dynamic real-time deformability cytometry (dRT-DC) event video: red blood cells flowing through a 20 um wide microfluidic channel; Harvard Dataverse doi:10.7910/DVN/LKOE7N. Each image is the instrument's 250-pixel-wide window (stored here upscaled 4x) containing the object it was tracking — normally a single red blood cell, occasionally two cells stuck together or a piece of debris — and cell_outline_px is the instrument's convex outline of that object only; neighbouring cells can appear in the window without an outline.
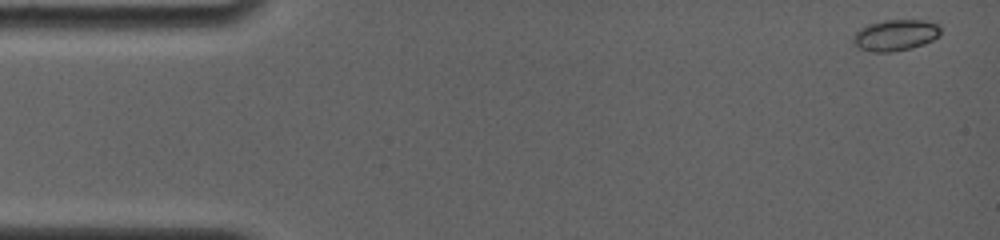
{"species": "common noctule bat (a hibernating species)", "species_latin": "Nyctalus noctula", "temperature_condition": "room temperature", "stored_images_in_passage": 60, "camera_frame_rate_fps": 4000, "um_per_image_px": 0.085, "animal": {"sex": "female", "body_mass_g": 19.0, "forearm_length_mm": 56.7}, "frame": {"image": 1, "passage_image": 1, "time_ms": 0.0, "image_size_px": [1000, 240], "cell_outline_px": [[940, 36], [932, 40], [908, 48], [892, 52], [872, 52], [860, 48], [852, 44], [852, 36], [860, 28], [868, 24], [884, 20], [924, 20], [940, 24]], "centroid_in_image_um": [76.08, 2.98], "position_along_channel_um": 8.9, "area_um2": 15.9}}
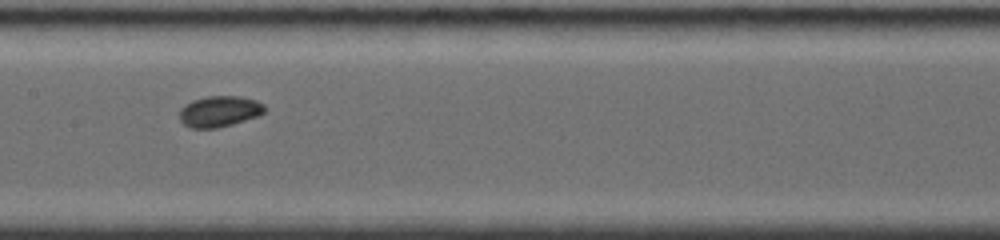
{"frame": {"image": 2, "passage_image": 28, "time_ms": 7.75, "image_size_px": [1000, 240], "cell_outline_px": [[268, 108], [264, 112], [256, 116], [232, 124], [216, 128], [192, 128], [184, 124], [180, 120], [180, 108], [192, 100], [208, 96], [240, 96], [256, 100], [264, 104]], "centroid_in_image_um": [18.66, 9.45], "position_along_channel_um": 188.7, "area_um2": 15.32}}
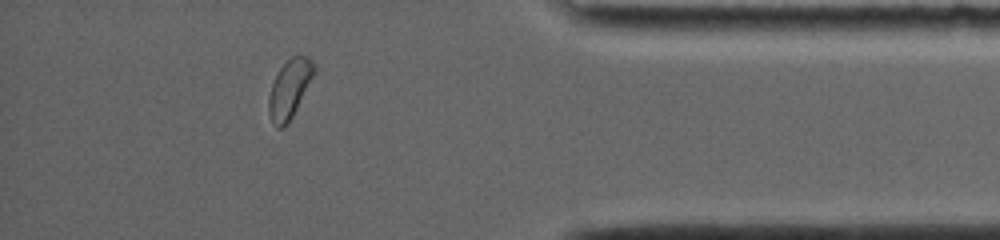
{"frame": {"image": 3, "passage_image": 51, "time_ms": 14.0, "image_size_px": [1000, 240], "cell_outline_px": [[316, 72], [292, 116], [280, 128], [276, 128], [272, 124], [268, 112], [268, 100], [272, 84], [280, 68], [292, 56], [308, 56], [316, 64]], "centroid_in_image_um": [24.63, 7.52], "position_along_channel_um": 410.6, "area_um2": 15.26}, "authors_computed_cell_mechanics": {"area_um2": 14.9702, "velocity_mm_per_s": 3.8439, "shape_relaxation_time_tau1_ms": 2.8267, "shape_relaxation_time_tau2_ms": null, "deformation_change_tau1": 0.0587, "deformation_change_tau2": null}}